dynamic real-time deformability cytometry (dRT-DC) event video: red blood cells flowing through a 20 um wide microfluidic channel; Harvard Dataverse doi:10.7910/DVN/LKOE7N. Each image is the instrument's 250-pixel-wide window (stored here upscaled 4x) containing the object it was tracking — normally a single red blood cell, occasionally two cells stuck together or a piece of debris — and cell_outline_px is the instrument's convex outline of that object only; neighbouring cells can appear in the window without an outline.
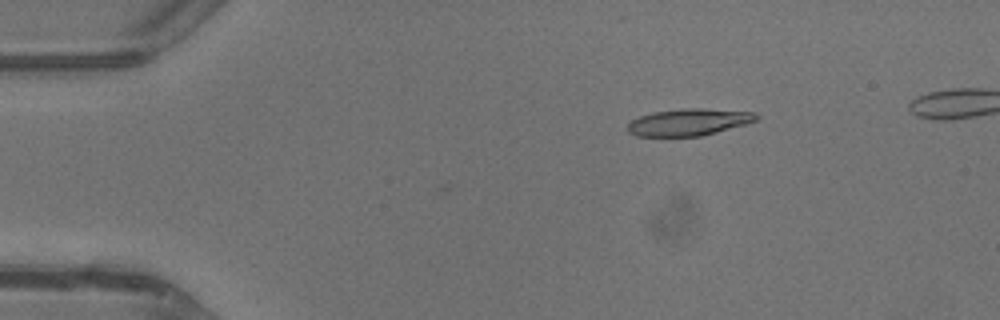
{"species": "common noctule bat (a hibernating species)", "species_latin": "Nyctalus noctula", "temperature_condition": "warm", "stored_images_in_passage": 4, "camera_frame_rate_fps": 3000, "um_per_image_px": 0.085, "animal": {"sex": "male", "body_mass_g": 13.3}, "frame": {"image": 1, "passage_image": 1, "time_ms": 0.0, "image_size_px": [1000, 320], "cell_outline_px": [[760, 116], [756, 120], [748, 124], [700, 136], [636, 136], [628, 132], [628, 124], [632, 120], [640, 116], [656, 112], [684, 108], [700, 108], [756, 112]], "centroid_in_image_um": [58.59, 10.38], "position_along_channel_um": 26.4, "area_um2": 20.11}}
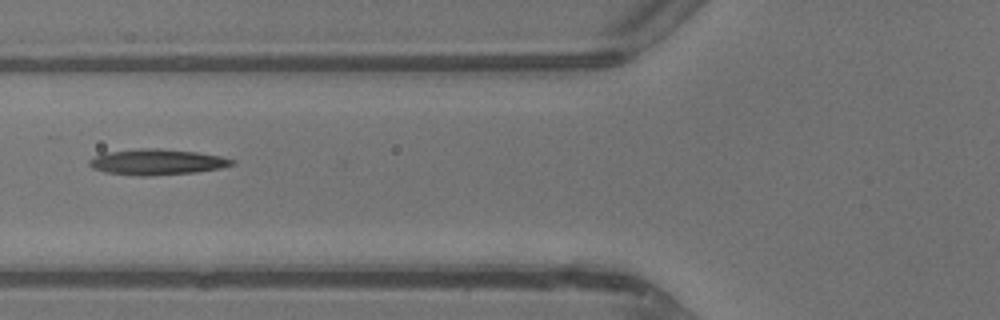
{"frame": {"image": 2, "passage_image": 4, "time_ms": 3.333, "image_size_px": [1000, 320], "cell_outline_px": [[236, 164], [220, 168], [196, 172], [152, 176], [136, 176], [104, 172], [92, 168], [88, 164], [88, 160], [104, 152], [144, 148], [160, 148], [196, 152], [220, 156], [236, 160]], "centroid_in_image_um": [13.33, 13.77], "position_along_channel_um": 112.5, "area_um2": 21.62}}